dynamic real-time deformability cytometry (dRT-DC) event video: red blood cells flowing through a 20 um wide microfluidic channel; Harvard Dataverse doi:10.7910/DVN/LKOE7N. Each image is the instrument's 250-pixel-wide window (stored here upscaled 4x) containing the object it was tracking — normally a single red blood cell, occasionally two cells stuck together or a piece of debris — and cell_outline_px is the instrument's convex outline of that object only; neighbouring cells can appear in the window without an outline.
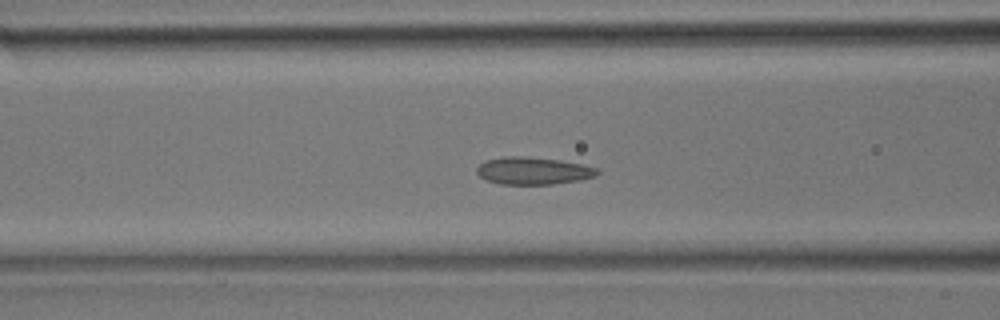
{"species": "common noctule bat (a hibernating species)", "species_latin": "Nyctalus noctula", "temperature_condition": "room temperature", "stored_images_in_passage": 29, "camera_frame_rate_fps": 3000, "um_per_image_px": 0.085, "animal": {"sex": "male", "body_mass_g": 17.9}, "frame": {"image": 1, "passage_image": 5, "time_ms": 1.333, "image_size_px": [1000, 320], "cell_outline_px": [[600, 172], [596, 176], [580, 180], [552, 184], [500, 184], [488, 180], [480, 176], [476, 172], [476, 168], [484, 160], [508, 156], [528, 156], [560, 160], [584, 164], [596, 168]], "centroid_in_image_um": [45.33, 14.51], "position_along_channel_um": 121.3, "area_um2": 19.31}}